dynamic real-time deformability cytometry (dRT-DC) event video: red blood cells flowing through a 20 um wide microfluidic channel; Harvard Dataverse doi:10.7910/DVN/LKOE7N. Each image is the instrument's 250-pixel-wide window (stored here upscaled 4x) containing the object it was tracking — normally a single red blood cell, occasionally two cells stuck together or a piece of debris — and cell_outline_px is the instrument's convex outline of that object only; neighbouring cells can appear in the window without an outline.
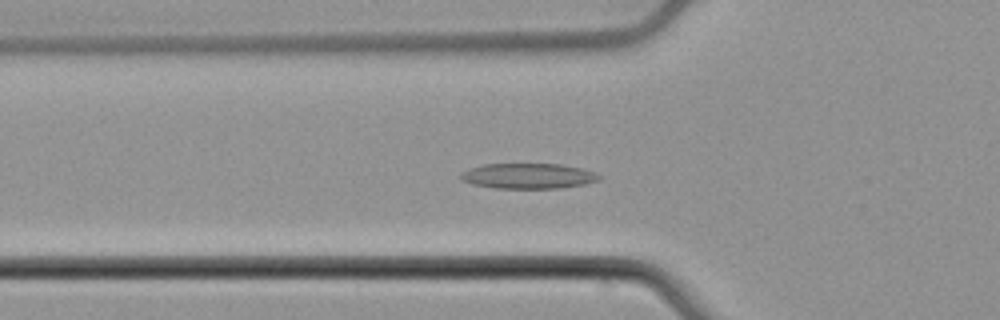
{"species": "common noctule bat (a hibernating species)", "species_latin": "Nyctalus noctula", "temperature_condition": "cold", "stored_images_in_passage": 40, "camera_frame_rate_fps": 3000, "um_per_image_px": 0.085, "animal": {"sex": "male", "body_mass_g": 21.5, "forearm_length_mm": 52.0}, "frame": {"image": 1, "passage_image": 5, "time_ms": 1.333, "image_size_px": [1000, 320], "cell_outline_px": [[604, 176], [600, 180], [584, 184], [560, 188], [496, 188], [472, 184], [460, 180], [460, 172], [468, 168], [484, 164], [560, 164], [580, 168], [596, 172]], "centroid_in_image_um": [44.9, 14.95], "position_along_channel_um": 80.9, "area_um2": 20.63}}
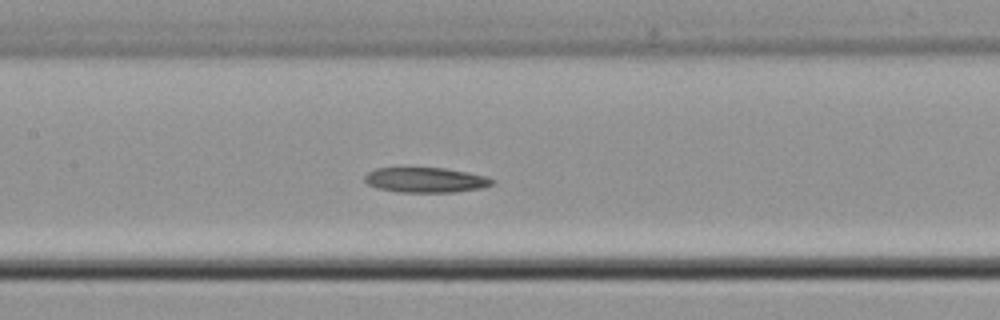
{"frame": {"image": 2, "passage_image": 12, "time_ms": 3.667, "image_size_px": [1000, 320], "cell_outline_px": [[496, 184], [480, 188], [456, 192], [396, 192], [376, 188], [368, 184], [364, 180], [364, 176], [368, 172], [376, 168], [444, 168], [468, 172], [484, 176], [496, 180]], "centroid_in_image_um": [36.19, 15.3], "position_along_channel_um": 171.2, "area_um2": 18.73}}
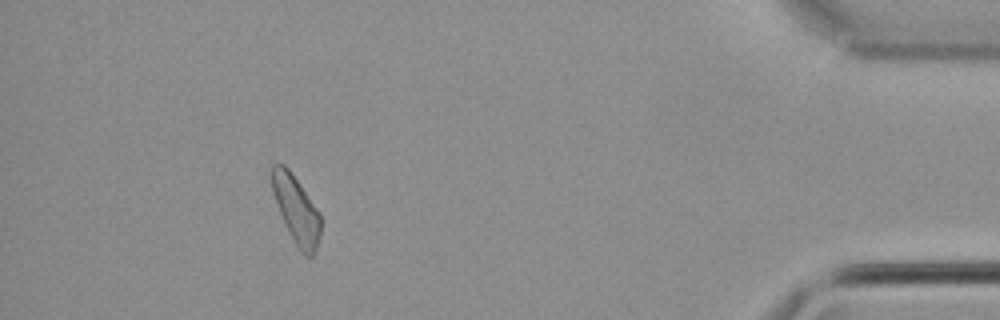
{"frame": {"image": 3, "passage_image": 35, "time_ms": 11.333, "image_size_px": [1000, 320], "cell_outline_px": [[320, 236], [316, 248], [312, 256], [308, 256], [300, 252], [292, 240], [284, 224], [272, 192], [272, 164], [284, 164], [288, 168], [320, 212]], "centroid_in_image_um": [25.17, 17.84], "position_along_channel_um": 410.0, "area_um2": 19.07}}